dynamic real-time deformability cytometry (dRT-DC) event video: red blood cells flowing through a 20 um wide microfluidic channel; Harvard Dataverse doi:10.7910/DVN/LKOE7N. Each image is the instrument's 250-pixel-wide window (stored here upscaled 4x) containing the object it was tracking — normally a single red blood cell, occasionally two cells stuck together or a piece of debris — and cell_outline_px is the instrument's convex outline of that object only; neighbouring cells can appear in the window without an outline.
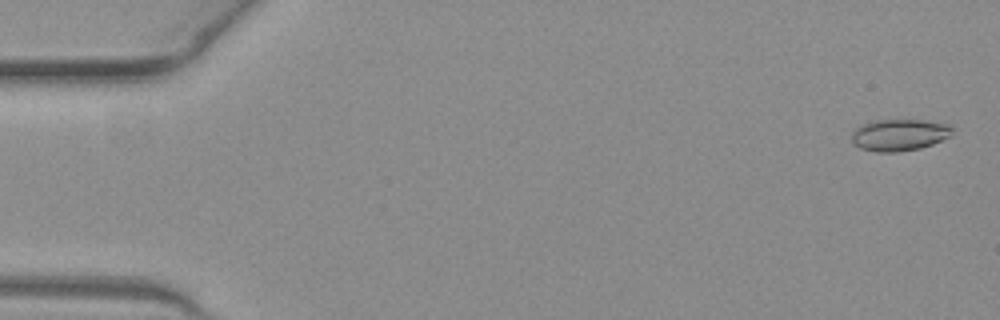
{"species": "common noctule bat (a hibernating species)", "species_latin": "Nyctalus noctula", "temperature_condition": "warm", "stored_images_in_passage": 42, "camera_frame_rate_fps": 3000, "um_per_image_px": 0.085, "animal": {"sex": "female", "body_mass_g": 19.3, "forearm_length_mm": 54.1}, "frame": {"image": 1, "passage_image": 2, "time_ms": 0.333, "image_size_px": [1000, 320], "cell_outline_px": [[952, 132], [948, 136], [932, 144], [920, 148], [896, 152], [876, 152], [860, 148], [852, 144], [852, 132], [856, 128], [864, 124], [876, 120], [924, 120], [948, 124], [952, 128]], "centroid_in_image_um": [76.4, 11.47], "position_along_channel_um": 8.6, "area_um2": 18.44}}
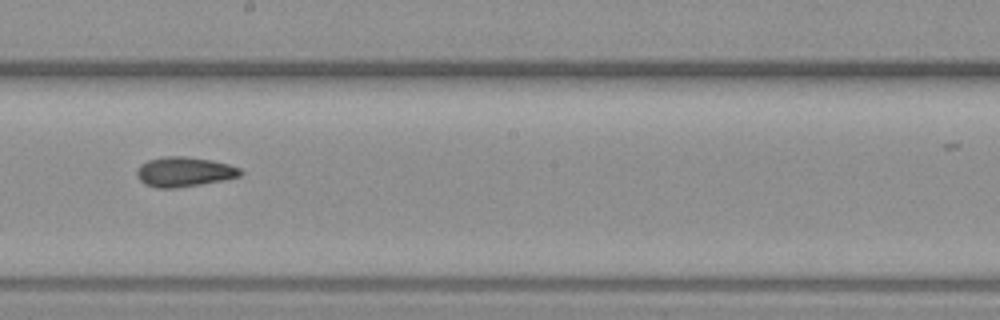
{"frame": {"image": 2, "passage_image": 29, "time_ms": 9.333, "image_size_px": [1000, 320], "cell_outline_px": [[244, 172], [240, 176], [200, 184], [172, 188], [156, 188], [144, 184], [136, 176], [136, 172], [140, 164], [148, 160], [164, 156], [184, 156], [212, 160], [228, 164], [240, 168]], "centroid_in_image_um": [15.62, 14.6], "position_along_channel_um": 232.6, "area_um2": 17.92}}
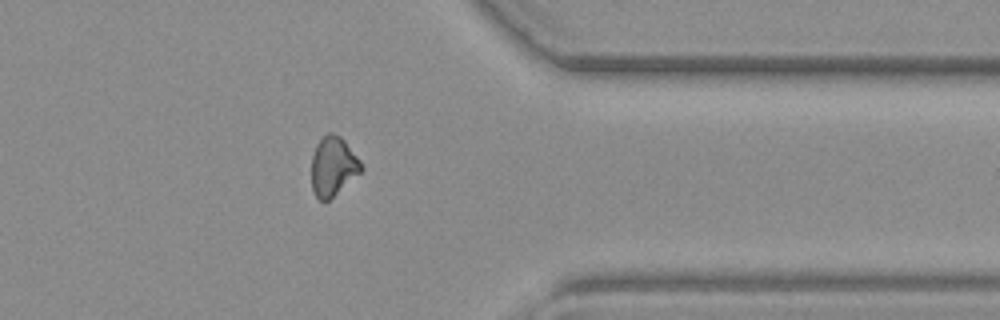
{"frame": {"image": 3, "passage_image": 41, "time_ms": 13.333, "image_size_px": [1000, 320], "cell_outline_px": [[364, 168], [360, 172], [328, 200], [320, 200], [316, 196], [312, 188], [312, 156], [316, 144], [328, 132], [332, 132], [340, 136], [344, 140], [360, 160]], "centroid_in_image_um": [28.31, 14.11], "position_along_channel_um": 383.1, "area_um2": 16.82}}